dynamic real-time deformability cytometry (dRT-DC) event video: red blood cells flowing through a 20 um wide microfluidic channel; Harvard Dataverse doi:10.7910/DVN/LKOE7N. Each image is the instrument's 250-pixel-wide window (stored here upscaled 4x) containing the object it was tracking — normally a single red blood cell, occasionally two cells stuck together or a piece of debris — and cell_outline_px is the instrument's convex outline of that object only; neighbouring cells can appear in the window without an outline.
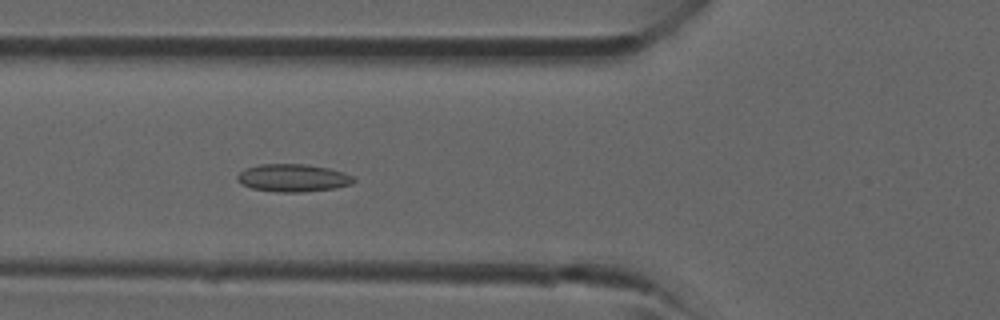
{"species": "common noctule bat (a hibernating species)", "species_latin": "Nyctalus noctula", "temperature_condition": "room temperature", "stored_images_in_passage": 35, "camera_frame_rate_fps": 3000, "um_per_image_px": 0.085, "animal": {"sex": "male", "forearm_length_mm": 52.5}, "frame": {"image": 1, "passage_image": 9, "time_ms": 2.667, "image_size_px": [1000, 320], "cell_outline_px": [[356, 180], [352, 184], [336, 188], [304, 192], [276, 192], [252, 188], [240, 184], [236, 180], [236, 176], [244, 168], [260, 164], [304, 164], [328, 168], [344, 172], [352, 176]], "centroid_in_image_um": [24.88, 15.12], "position_along_channel_um": 100.9, "area_um2": 18.96}}
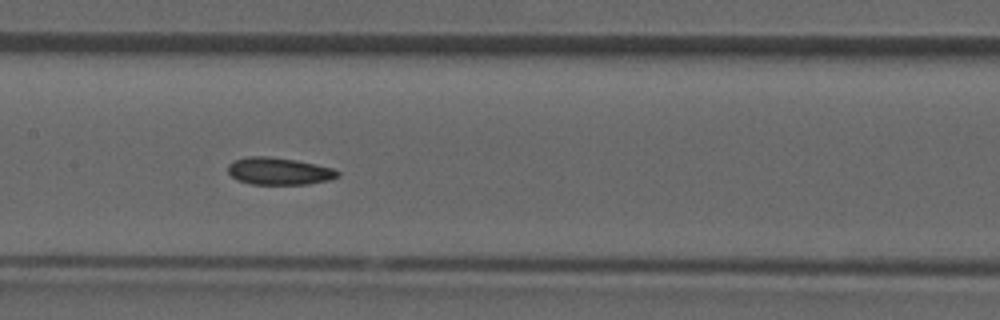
{"frame": {"image": 2, "passage_image": 14, "time_ms": 4.333, "image_size_px": [1000, 320], "cell_outline_px": [[340, 176], [332, 180], [308, 184], [252, 184], [236, 180], [228, 172], [228, 164], [232, 160], [248, 156], [268, 156], [296, 160], [316, 164], [332, 168], [340, 172]], "centroid_in_image_um": [23.72, 14.55], "position_along_channel_um": 183.7, "area_um2": 17.63}}
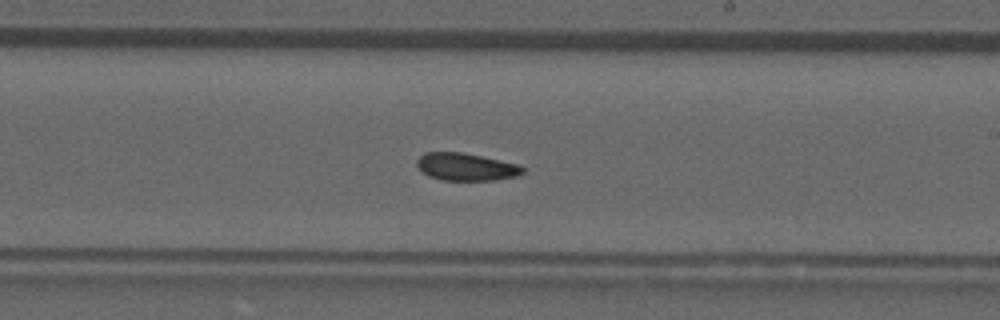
{"frame": {"image": 3, "passage_image": 18, "time_ms": 5.667, "image_size_px": [1000, 320], "cell_outline_px": [[524, 172], [516, 176], [492, 180], [440, 180], [428, 176], [416, 164], [416, 160], [424, 152], [460, 152], [520, 164], [524, 168]], "centroid_in_image_um": [39.6, 14.18], "position_along_channel_um": 249.4, "area_um2": 16.88}}